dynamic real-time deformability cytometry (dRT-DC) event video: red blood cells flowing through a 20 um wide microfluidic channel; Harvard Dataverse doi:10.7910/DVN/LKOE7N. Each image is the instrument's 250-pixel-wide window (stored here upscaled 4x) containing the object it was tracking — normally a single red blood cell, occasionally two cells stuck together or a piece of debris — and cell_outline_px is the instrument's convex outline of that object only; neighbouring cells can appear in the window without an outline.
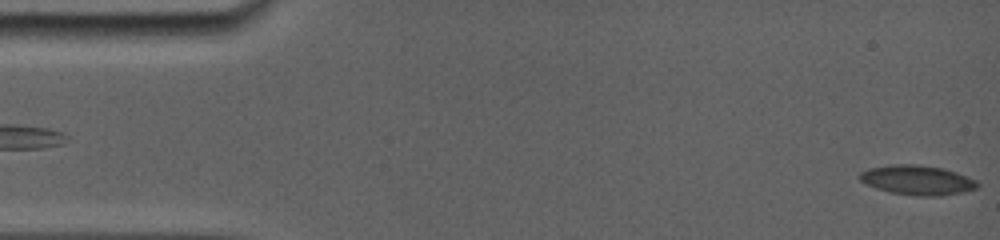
{"species": "common noctule bat (a hibernating species)", "species_latin": "Nyctalus noctula", "temperature_condition": "room temperature", "stored_images_in_passage": 5, "camera_frame_rate_fps": 5000, "um_per_image_px": 0.085, "animal": {"sex": "female", "body_mass_g": 19.0, "forearm_length_mm": 56.7}, "frame": {"image": 1, "passage_image": 1, "time_ms": 0.0, "image_size_px": [1000, 240], "cell_outline_px": [[980, 184], [976, 188], [960, 192], [940, 196], [920, 196], [892, 192], [868, 184], [860, 180], [860, 172], [872, 168], [940, 168], [964, 176]], "centroid_in_image_um": [78.02, 15.39], "position_along_channel_um": 7.0, "area_um2": 18.15}}